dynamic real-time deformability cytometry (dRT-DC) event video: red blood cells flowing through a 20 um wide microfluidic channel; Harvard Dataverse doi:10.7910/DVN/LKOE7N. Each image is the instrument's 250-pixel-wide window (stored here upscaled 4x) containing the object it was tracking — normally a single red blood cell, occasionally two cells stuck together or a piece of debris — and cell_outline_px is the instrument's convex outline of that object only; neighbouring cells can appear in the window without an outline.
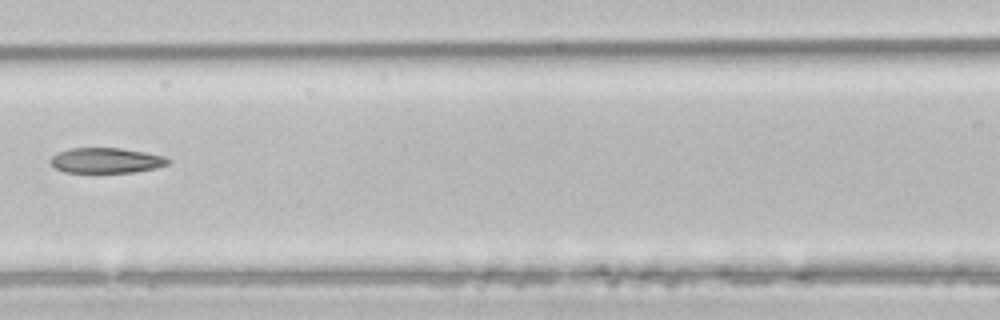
{"species": "common noctule bat (a hibernating species)", "species_latin": "Nyctalus noctula", "temperature_condition": "room temperature", "stored_images_in_passage": 4, "camera_frame_rate_fps": 3000, "um_per_image_px": 0.085, "animal": {"sex": "male", "body_mass_g": 21.5, "forearm_length_mm": 52.0}, "frame": {"image": 1, "passage_image": 4, "time_ms": 1.0, "image_size_px": [1000, 320], "cell_outline_px": [[172, 160], [168, 164], [156, 168], [132, 172], [64, 172], [56, 168], [52, 164], [52, 156], [60, 152], [72, 148], [120, 148], [144, 152], [164, 156]], "centroid_in_image_um": [9.07, 13.64], "position_along_channel_um": 157.5, "area_um2": 17.05}}